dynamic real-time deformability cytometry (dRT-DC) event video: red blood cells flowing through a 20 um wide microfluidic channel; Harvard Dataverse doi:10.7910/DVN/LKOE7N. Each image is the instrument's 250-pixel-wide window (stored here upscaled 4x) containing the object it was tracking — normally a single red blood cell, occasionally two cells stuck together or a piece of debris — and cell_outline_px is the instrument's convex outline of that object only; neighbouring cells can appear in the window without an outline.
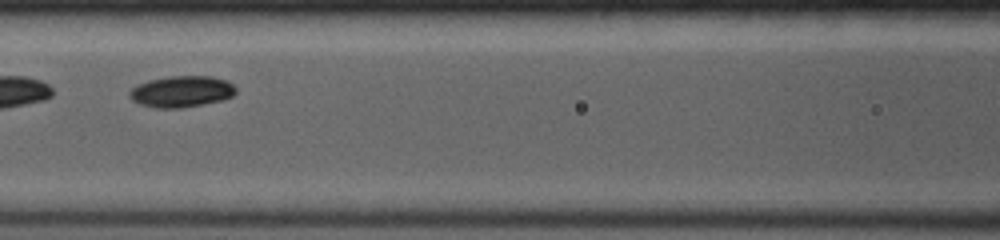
{"species": "common noctule bat (a hibernating species)", "species_latin": "Nyctalus noctula", "temperature_condition": "room temperature", "stored_images_in_passage": 13, "camera_frame_rate_fps": 4000, "um_per_image_px": 0.085, "animal": {"sex": "female", "body_mass_g": 19.0, "forearm_length_mm": 53.3}, "frame": {"image": 1, "passage_image": 4, "time_ms": 3.75, "image_size_px": [1000, 240], "cell_outline_px": [[236, 92], [232, 96], [224, 100], [204, 104], [180, 108], [156, 108], [140, 104], [132, 100], [128, 96], [128, 92], [132, 88], [148, 80], [168, 76], [212, 76], [224, 80], [232, 84], [236, 88]], "centroid_in_image_um": [15.42, 7.78], "position_along_channel_um": 151.2, "area_um2": 19.48}}
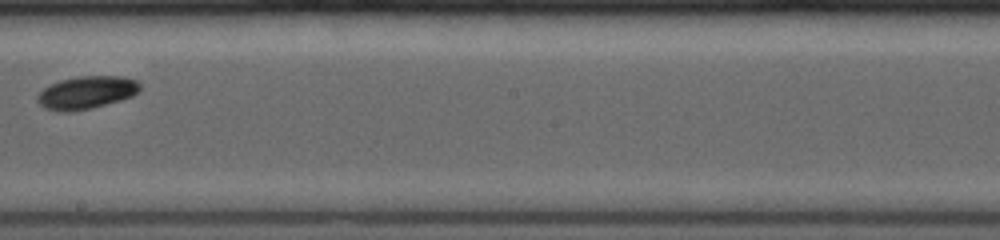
{"frame": {"image": 2, "passage_image": 6, "time_ms": 6.0, "image_size_px": [1000, 240], "cell_outline_px": [[140, 88], [132, 96], [120, 100], [92, 108], [72, 112], [60, 112], [44, 108], [36, 100], [36, 96], [44, 88], [60, 80], [80, 76], [124, 76], [136, 80], [140, 84]], "centroid_in_image_um": [7.33, 7.87], "position_along_channel_um": 240.9, "area_um2": 19.59}}
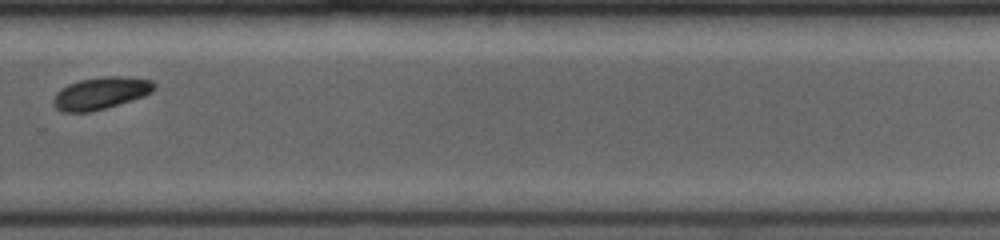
{"frame": {"image": 3, "passage_image": 8, "time_ms": 8.0, "image_size_px": [1000, 240], "cell_outline_px": [[156, 88], [152, 92], [144, 96], [104, 108], [88, 112], [64, 112], [56, 108], [52, 104], [52, 100], [56, 92], [60, 88], [68, 84], [80, 80], [104, 76], [124, 76], [152, 80], [156, 84]], "centroid_in_image_um": [8.55, 7.91], "position_along_channel_um": 321.2, "area_um2": 18.96}}